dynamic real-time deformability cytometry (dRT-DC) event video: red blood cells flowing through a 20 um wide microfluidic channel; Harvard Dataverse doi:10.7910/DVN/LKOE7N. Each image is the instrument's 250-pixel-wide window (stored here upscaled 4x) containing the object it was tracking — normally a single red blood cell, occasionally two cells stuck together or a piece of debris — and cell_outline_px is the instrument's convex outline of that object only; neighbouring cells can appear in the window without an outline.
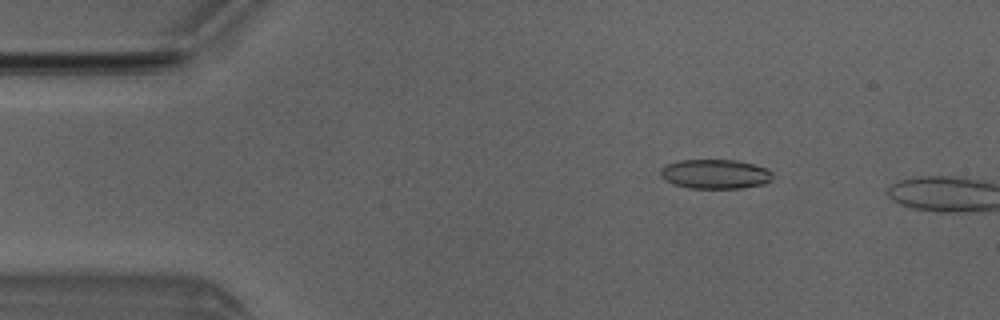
{"species": "Egyptian fruit bat (a non-hibernating species)", "species_latin": "Rousettus aegyptiacus", "temperature_condition": "room temperature", "stored_images_in_passage": 4, "camera_frame_rate_fps": 3000, "um_per_image_px": 0.085, "animal": {"sex": "male"}, "frame": {"image": 1, "passage_image": 2, "time_ms": 1.333, "image_size_px": [1000, 320], "cell_outline_px": [[772, 180], [764, 184], [740, 188], [688, 188], [672, 184], [664, 180], [660, 176], [660, 168], [668, 164], [680, 160], [736, 160], [768, 168], [772, 172]], "centroid_in_image_um": [60.78, 14.8], "position_along_channel_um": 24.2, "area_um2": 19.36}}